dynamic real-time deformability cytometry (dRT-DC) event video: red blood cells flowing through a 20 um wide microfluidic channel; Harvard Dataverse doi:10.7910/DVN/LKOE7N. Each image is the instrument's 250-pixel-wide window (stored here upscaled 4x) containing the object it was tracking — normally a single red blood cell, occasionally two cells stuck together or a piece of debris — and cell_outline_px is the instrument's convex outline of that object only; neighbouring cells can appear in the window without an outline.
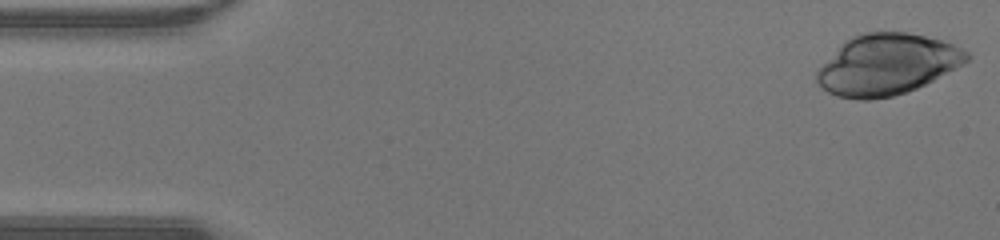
{"species": "human", "species_latin": "Homo sapiens", "temperature_condition": "warm", "stored_images_in_passage": 46, "camera_frame_rate_fps": 3000, "um_per_image_px": 0.085, "donor": {"sex": "male"}, "frame": {"image": 1, "passage_image": 1, "time_ms": 0.0, "image_size_px": [1000, 240], "cell_outline_px": [[972, 56], [964, 64], [908, 92], [892, 96], [872, 100], [860, 100], [836, 96], [828, 92], [816, 80], [816, 72], [844, 40], [860, 32], [908, 32], [940, 40], [952, 44], [968, 52]], "centroid_in_image_um": [75.39, 5.48], "position_along_channel_um": 9.6, "area_um2": 52.94}}
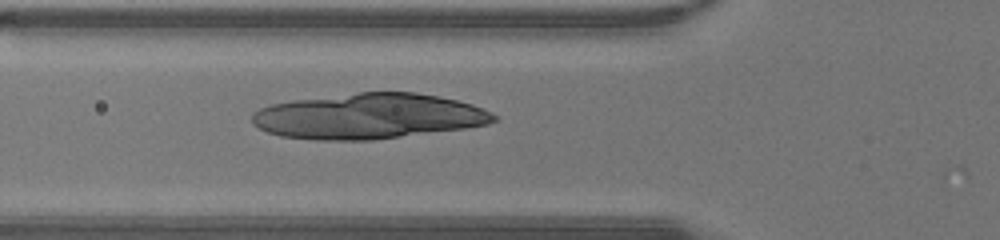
{"frame": {"image": 2, "passage_image": 16, "time_ms": 5.0, "image_size_px": [1000, 240], "cell_outline_px": [[500, 120], [488, 124], [464, 128], [372, 140], [316, 140], [280, 136], [268, 132], [252, 124], [252, 112], [260, 108], [272, 104], [292, 100], [360, 92], [416, 92], [440, 96], [472, 104], [484, 108], [492, 112]], "centroid_in_image_um": [31.35, 9.87], "position_along_channel_um": 94.5, "area_um2": 64.1}}
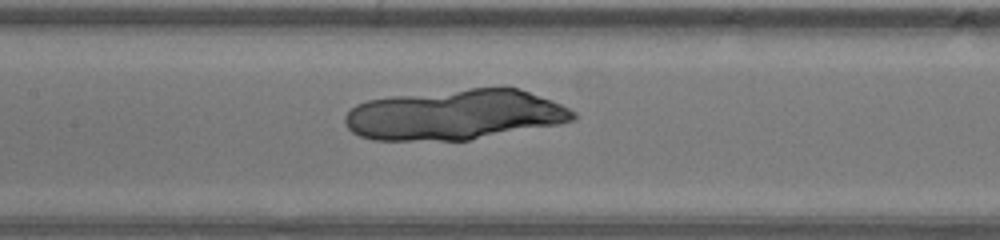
{"frame": {"image": 3, "passage_image": 21, "time_ms": 6.667, "image_size_px": [1000, 240], "cell_outline_px": [[576, 120], [560, 124], [468, 140], [372, 140], [360, 136], [352, 132], [348, 128], [344, 120], [344, 116], [356, 104], [368, 100], [392, 96], [468, 88], [516, 88], [552, 100], [576, 112]], "centroid_in_image_um": [38.66, 9.76], "position_along_channel_um": 168.7, "area_um2": 66.76}}